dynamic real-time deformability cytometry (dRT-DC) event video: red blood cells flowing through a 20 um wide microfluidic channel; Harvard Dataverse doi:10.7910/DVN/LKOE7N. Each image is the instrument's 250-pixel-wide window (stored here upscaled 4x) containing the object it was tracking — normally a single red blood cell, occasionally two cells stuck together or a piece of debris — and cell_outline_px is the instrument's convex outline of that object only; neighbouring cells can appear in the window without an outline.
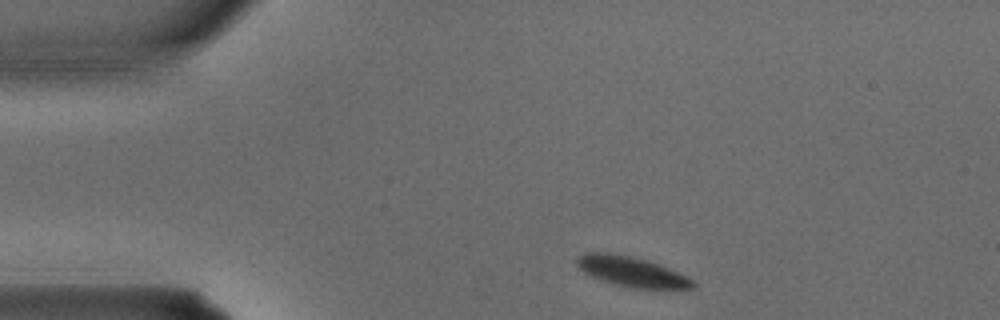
{"species": "common noctule bat (a hibernating species)", "species_latin": "Nyctalus noctula", "temperature_condition": "warm", "stored_images_in_passage": 3, "segment_of_instrument_passage": [2, 2], "camera_frame_rate_fps": 3000, "um_per_image_px": 0.085, "animal": {"sex": "male", "body_mass_g": 15.6}, "frame": {"image": 1, "passage_image": 3, "time_ms": 0.667, "image_size_px": [1000, 320], "cell_outline_px": [[696, 288], [680, 292], [632, 288], [616, 284], [588, 276], [576, 264], [576, 256], [584, 252], [608, 252], [632, 256], [660, 264], [692, 280], [696, 284]], "centroid_in_image_um": [53.75, 23.13], "position_along_channel_um": 31.2, "area_um2": 21.15}}